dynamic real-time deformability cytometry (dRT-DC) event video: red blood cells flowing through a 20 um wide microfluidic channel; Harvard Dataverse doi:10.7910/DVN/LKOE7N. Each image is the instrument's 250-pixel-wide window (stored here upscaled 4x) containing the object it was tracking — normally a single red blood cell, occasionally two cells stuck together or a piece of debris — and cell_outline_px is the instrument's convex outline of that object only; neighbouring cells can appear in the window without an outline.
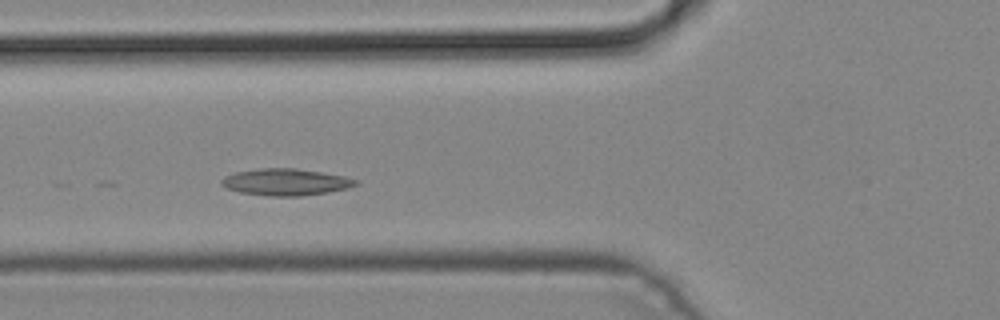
{"species": "common noctule bat (a hibernating species)", "species_latin": "Nyctalus noctula", "temperature_condition": "cold", "stored_images_in_passage": 15, "camera_frame_rate_fps": 3000, "um_per_image_px": 0.085, "animal": {"sex": "male", "body_mass_g": 19.2, "forearm_length_mm": 51.8}, "frame": {"image": 1, "passage_image": 10, "time_ms": 3.0, "image_size_px": [1000, 320], "cell_outline_px": [[360, 184], [348, 188], [328, 192], [300, 196], [272, 196], [240, 192], [228, 188], [220, 184], [220, 180], [224, 176], [236, 172], [260, 168], [296, 168], [344, 176], [360, 180]], "centroid_in_image_um": [24.32, 15.47], "position_along_channel_um": 101.5, "area_um2": 20.92}}
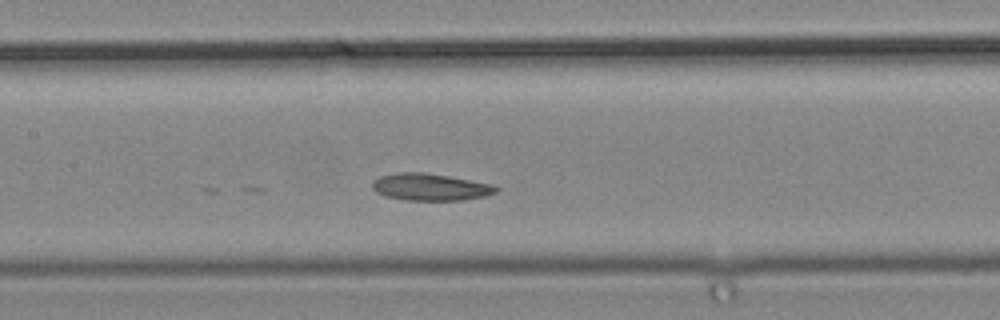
{"frame": {"image": 2, "passage_image": 15, "time_ms": 4.667, "image_size_px": [1000, 320], "cell_outline_px": [[500, 188], [496, 192], [484, 196], [464, 200], [404, 200], [384, 196], [376, 192], [372, 188], [372, 184], [380, 176], [396, 172], [424, 172], [448, 176], [492, 184]], "centroid_in_image_um": [36.56, 15.9], "position_along_channel_um": 170.8, "area_um2": 19.48}}